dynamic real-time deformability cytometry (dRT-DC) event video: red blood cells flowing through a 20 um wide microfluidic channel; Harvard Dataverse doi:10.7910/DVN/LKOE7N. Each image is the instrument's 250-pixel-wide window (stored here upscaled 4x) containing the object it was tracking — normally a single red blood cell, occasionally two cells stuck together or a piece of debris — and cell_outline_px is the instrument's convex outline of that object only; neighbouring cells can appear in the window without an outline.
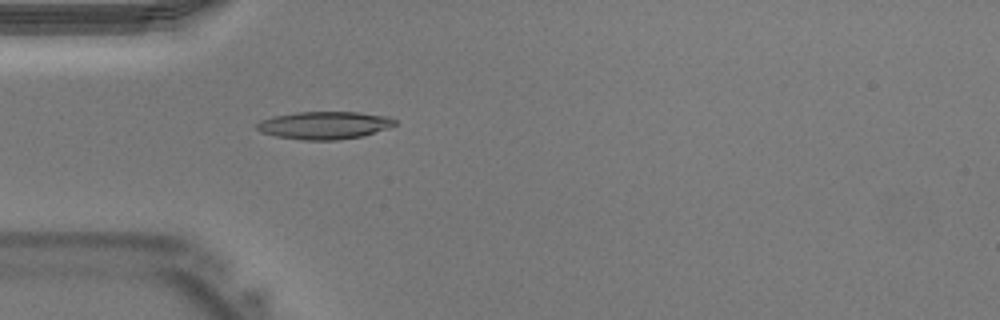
{"species": "Egyptian fruit bat (a non-hibernating species)", "species_latin": "Rousettus aegyptiacus", "temperature_condition": "warm", "stored_images_in_passage": 35, "camera_frame_rate_fps": 3000, "um_per_image_px": 0.085, "animal": {"sex": "male"}, "frame": {"image": 1, "passage_image": 6, "time_ms": 1.667, "image_size_px": [1000, 320], "cell_outline_px": [[396, 124], [388, 128], [364, 136], [336, 140], [304, 140], [276, 136], [260, 132], [256, 128], [256, 124], [260, 120], [272, 116], [296, 112], [356, 112], [388, 116], [396, 120]], "centroid_in_image_um": [27.56, 10.64], "position_along_channel_um": 57.4, "area_um2": 22.37}}
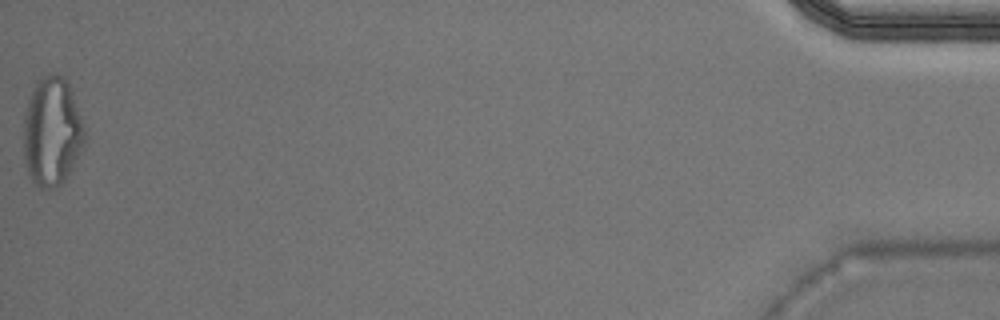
{"frame": {"image": 2, "passage_image": 35, "time_ms": 11.333, "image_size_px": [1000, 320], "cell_outline_px": [[84, 148], [72, 168], [64, 180], [60, 184], [52, 188], [40, 188], [32, 180], [28, 172], [24, 160], [24, 116], [32, 88], [44, 76], [56, 72], [68, 84], [84, 124]], "centroid_in_image_um": [4.42, 11.22], "position_along_channel_um": 430.8, "area_um2": 38.38}}